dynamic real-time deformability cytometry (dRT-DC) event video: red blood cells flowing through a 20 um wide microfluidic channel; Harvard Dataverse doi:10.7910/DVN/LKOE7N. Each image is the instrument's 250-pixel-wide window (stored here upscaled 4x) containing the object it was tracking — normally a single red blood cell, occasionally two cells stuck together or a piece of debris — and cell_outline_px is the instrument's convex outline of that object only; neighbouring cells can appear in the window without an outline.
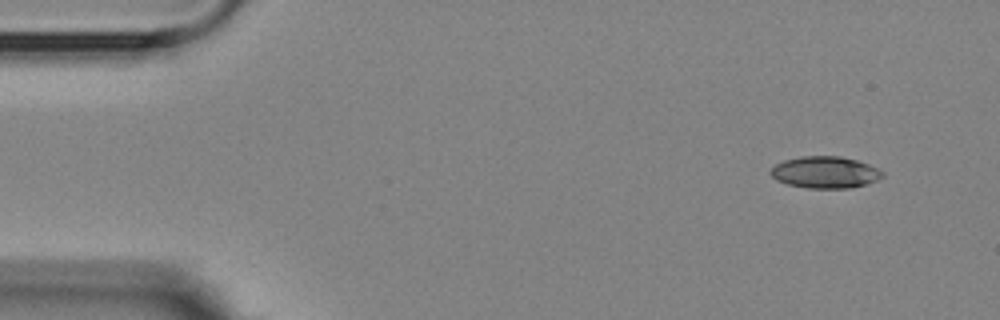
{"species": "Egyptian fruit bat (a non-hibernating species)", "species_latin": "Rousettus aegyptiacus", "temperature_condition": "room temperature", "stored_images_in_passage": 2, "camera_frame_rate_fps": 3000, "um_per_image_px": 0.085, "animal": {"sex": "female"}, "frame": {"image": 1, "passage_image": 2, "time_ms": 1.333, "image_size_px": [1000, 320], "cell_outline_px": [[884, 176], [876, 180], [852, 188], [808, 188], [788, 184], [776, 180], [768, 172], [776, 164], [784, 160], [800, 156], [840, 156], [856, 160], [880, 168], [884, 172]], "centroid_in_image_um": [70.14, 14.64], "position_along_channel_um": 14.9, "area_um2": 20.75}}